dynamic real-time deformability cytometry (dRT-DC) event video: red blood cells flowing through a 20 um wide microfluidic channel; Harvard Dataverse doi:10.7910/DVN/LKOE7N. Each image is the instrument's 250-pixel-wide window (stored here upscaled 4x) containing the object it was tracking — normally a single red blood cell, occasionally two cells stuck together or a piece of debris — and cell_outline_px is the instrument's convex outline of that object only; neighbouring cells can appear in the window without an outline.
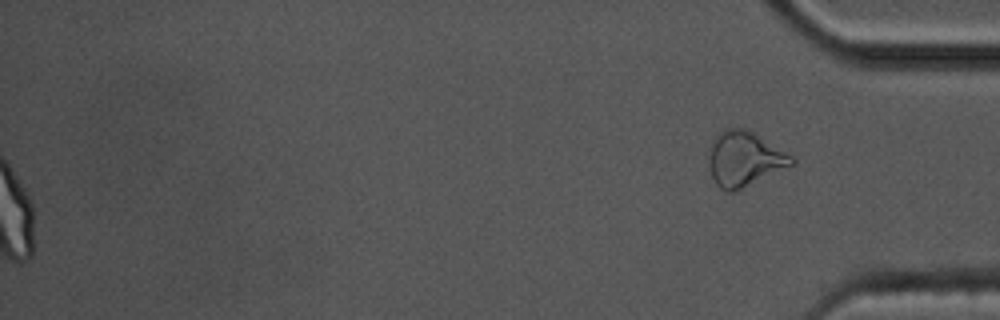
{"species": "common noctule bat (a hibernating species)", "species_latin": "Nyctalus noctula", "temperature_condition": "cold", "stored_images_in_passage": 57, "segment_of_instrument_passage": [2, 2], "camera_frame_rate_fps": 3000, "um_per_image_px": 0.085, "animal": {"sex": "male", "body_mass_g": 17.5, "forearm_length_mm": 52.3}, "frame": {"image": 1, "passage_image": 57, "time_ms": 18.667, "image_size_px": [1000, 320], "cell_outline_px": [[796, 164], [732, 192], [724, 192], [716, 184], [712, 176], [708, 164], [708, 156], [712, 140], [724, 128], [744, 128], [752, 132], [792, 156], [796, 160]], "centroid_in_image_um": [63.25, 13.51], "position_along_channel_um": 372.0, "area_um2": 26.3}}